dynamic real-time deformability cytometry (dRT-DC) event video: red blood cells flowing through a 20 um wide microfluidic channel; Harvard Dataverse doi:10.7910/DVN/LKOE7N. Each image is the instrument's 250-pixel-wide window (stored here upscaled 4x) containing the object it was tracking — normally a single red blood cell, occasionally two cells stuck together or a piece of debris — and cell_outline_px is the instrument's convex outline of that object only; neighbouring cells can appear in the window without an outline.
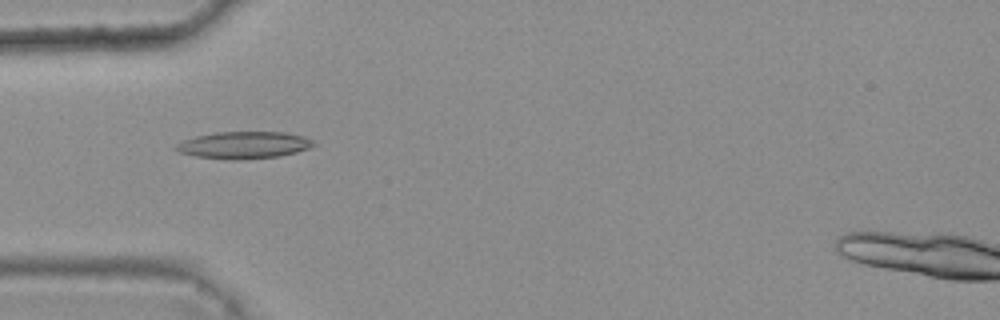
{"species": "common noctule bat (a hibernating species)", "species_latin": "Nyctalus noctula", "temperature_condition": "warm", "stored_images_in_passage": 6, "camera_frame_rate_fps": 3000, "um_per_image_px": 0.085, "animal": {"sex": "female", "body_mass_g": 25.1}, "frame": {"image": 1, "passage_image": 4, "time_ms": 1.0, "image_size_px": [1000, 320], "cell_outline_px": [[316, 144], [308, 148], [296, 152], [280, 156], [240, 160], [232, 160], [196, 156], [180, 152], [172, 148], [176, 144], [184, 140], [196, 136], [216, 132], [284, 132], [304, 136], [312, 140]], "centroid_in_image_um": [20.72, 12.33], "position_along_channel_um": 64.3, "area_um2": 21.68}}
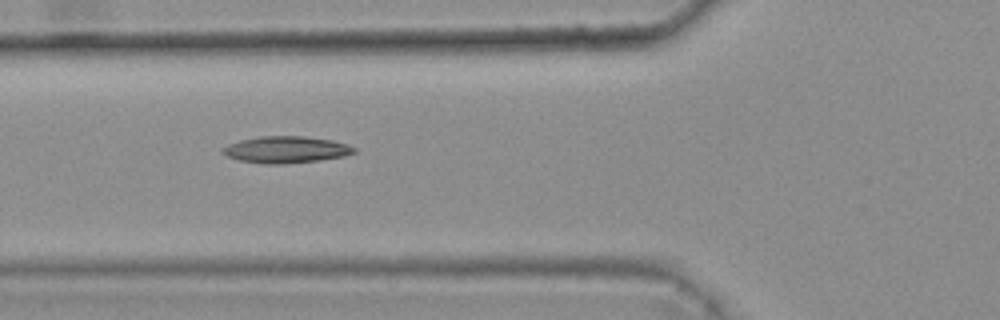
{"frame": {"image": 2, "passage_image": 5, "time_ms": 1.333, "image_size_px": [1000, 320], "cell_outline_px": [[356, 152], [344, 156], [316, 160], [280, 164], [268, 164], [240, 160], [228, 156], [220, 152], [228, 144], [240, 140], [260, 136], [304, 136], [332, 140], [348, 144], [356, 148]], "centroid_in_image_um": [24.33, 12.7], "position_along_channel_um": 101.5, "area_um2": 20.23}}
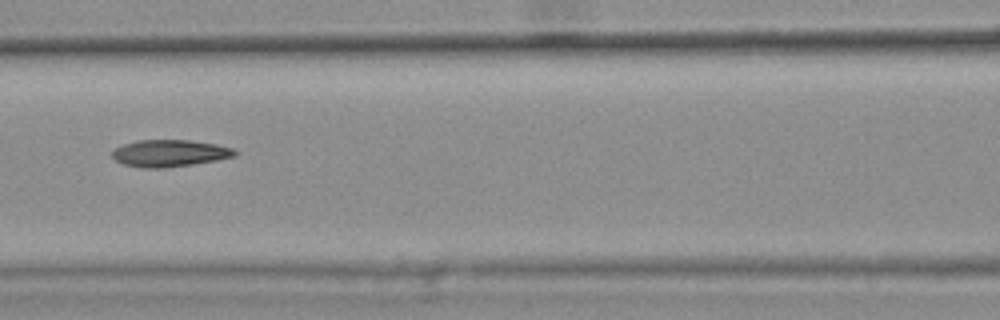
{"frame": {"image": 3, "passage_image": 6, "time_ms": 1.667, "image_size_px": [1000, 320], "cell_outline_px": [[236, 156], [216, 160], [192, 164], [164, 168], [140, 168], [124, 164], [116, 160], [112, 156], [112, 152], [116, 148], [124, 144], [140, 140], [188, 140], [216, 144], [232, 148], [236, 152]], "centroid_in_image_um": [14.41, 13.03], "position_along_channel_um": 152.2, "area_um2": 19.07}}